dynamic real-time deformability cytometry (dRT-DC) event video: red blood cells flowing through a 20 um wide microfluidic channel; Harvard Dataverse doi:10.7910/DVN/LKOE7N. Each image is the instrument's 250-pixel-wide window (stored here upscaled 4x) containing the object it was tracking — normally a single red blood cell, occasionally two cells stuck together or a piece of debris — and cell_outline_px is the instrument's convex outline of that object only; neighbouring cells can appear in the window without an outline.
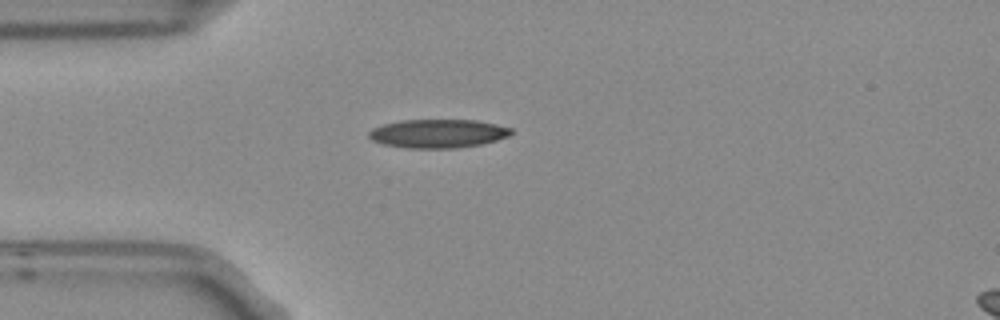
{"species": "Egyptian fruit bat (a non-hibernating species)", "species_latin": "Rousettus aegyptiacus", "temperature_condition": "room temperature", "stored_images_in_passage": 1, "camera_frame_rate_fps": 3000, "um_per_image_px": 0.085, "frame": {"image": 1, "passage_image": 1, "time_ms": 0.0, "image_size_px": [1000, 320], "cell_outline_px": [[512, 132], [508, 136], [496, 140], [480, 144], [456, 148], [404, 148], [384, 144], [372, 140], [368, 136], [368, 132], [372, 128], [384, 124], [400, 120], [476, 120], [496, 124], [512, 128]], "centroid_in_image_um": [37.2, 11.35], "position_along_channel_um": 47.8, "area_um2": 23.7}}